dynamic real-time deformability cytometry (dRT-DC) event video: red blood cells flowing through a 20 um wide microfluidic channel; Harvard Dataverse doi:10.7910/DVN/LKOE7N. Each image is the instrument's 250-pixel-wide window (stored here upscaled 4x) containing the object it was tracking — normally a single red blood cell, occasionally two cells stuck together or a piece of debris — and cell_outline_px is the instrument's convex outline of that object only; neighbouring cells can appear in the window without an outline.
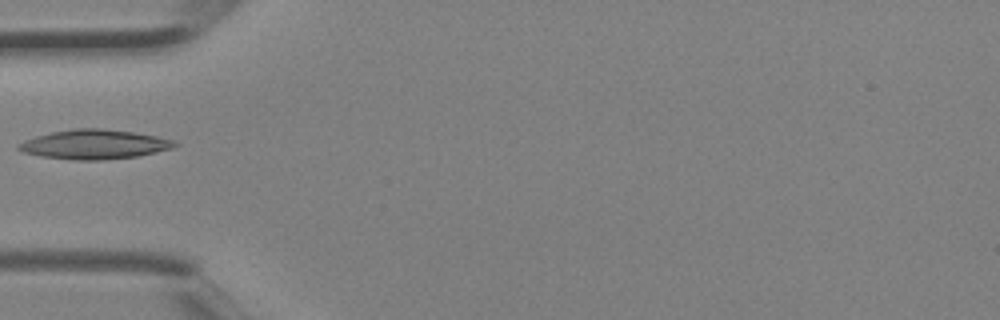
{"species": "Egyptian fruit bat (a non-hibernating species)", "species_latin": "Rousettus aegyptiacus", "temperature_condition": "room temperature", "stored_images_in_passage": 4, "camera_frame_rate_fps": 3000, "um_per_image_px": 0.085, "animal": {"sex": "female"}, "frame": {"image": 1, "passage_image": 4, "time_ms": 1.0, "image_size_px": [1000, 320], "cell_outline_px": [[180, 144], [172, 148], [156, 152], [136, 156], [104, 160], [72, 160], [40, 156], [24, 152], [16, 148], [16, 144], [24, 140], [36, 136], [52, 132], [76, 128], [100, 128], [132, 132], [156, 136], [176, 140]], "centroid_in_image_um": [8.01, 12.27], "position_along_channel_um": 77.0, "area_um2": 26.82}}